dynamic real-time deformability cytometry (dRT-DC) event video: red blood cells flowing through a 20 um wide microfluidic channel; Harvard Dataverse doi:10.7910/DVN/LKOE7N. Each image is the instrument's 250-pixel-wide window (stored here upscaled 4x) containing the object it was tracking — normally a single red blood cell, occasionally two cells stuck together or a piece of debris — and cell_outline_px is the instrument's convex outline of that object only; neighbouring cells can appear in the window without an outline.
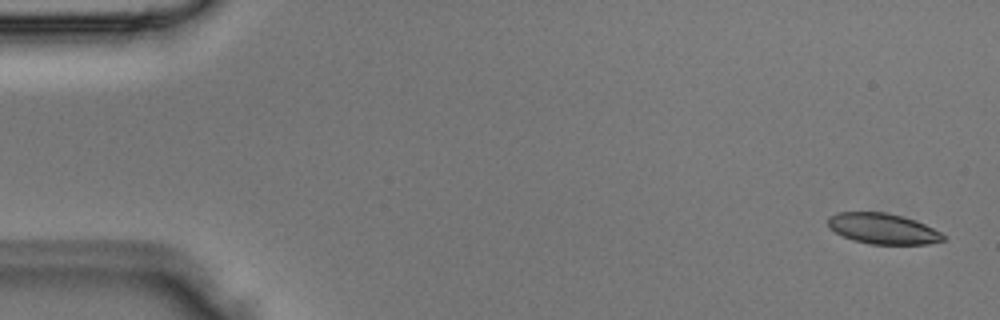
{"species": "Egyptian fruit bat (a non-hibernating species)", "species_latin": "Rousettus aegyptiacus", "temperature_condition": "room temperature", "stored_images_in_passage": 4, "segment_of_instrument_passage": [1, 2], "camera_frame_rate_fps": 3000, "um_per_image_px": 0.085, "animal": {"sex": "male"}, "frame": {"image": 1, "passage_image": 1, "time_ms": 0.0, "image_size_px": [1000, 320], "cell_outline_px": [[944, 240], [928, 244], [872, 244], [852, 240], [836, 232], [828, 224], [828, 216], [836, 212], [884, 212], [900, 216], [924, 224], [940, 232], [944, 236]], "centroid_in_image_um": [75.01, 19.44], "position_along_channel_um": 10.0, "area_um2": 20.23}}
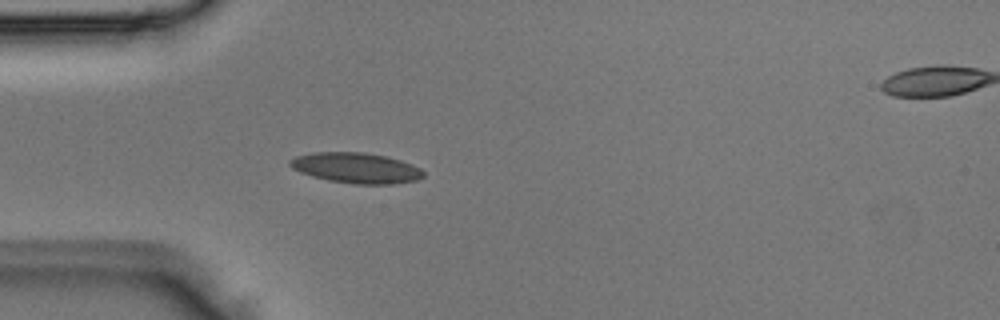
{"frame": {"image": 2, "passage_image": 3, "time_ms": 0.667, "image_size_px": [1000, 320], "cell_outline_px": [[424, 176], [416, 180], [392, 184], [352, 184], [328, 180], [312, 176], [300, 172], [292, 168], [288, 164], [288, 160], [296, 156], [312, 152], [364, 152], [388, 156], [412, 164], [420, 168], [424, 172]], "centroid_in_image_um": [30.26, 14.27], "position_along_channel_um": 54.7, "area_um2": 23.87}}